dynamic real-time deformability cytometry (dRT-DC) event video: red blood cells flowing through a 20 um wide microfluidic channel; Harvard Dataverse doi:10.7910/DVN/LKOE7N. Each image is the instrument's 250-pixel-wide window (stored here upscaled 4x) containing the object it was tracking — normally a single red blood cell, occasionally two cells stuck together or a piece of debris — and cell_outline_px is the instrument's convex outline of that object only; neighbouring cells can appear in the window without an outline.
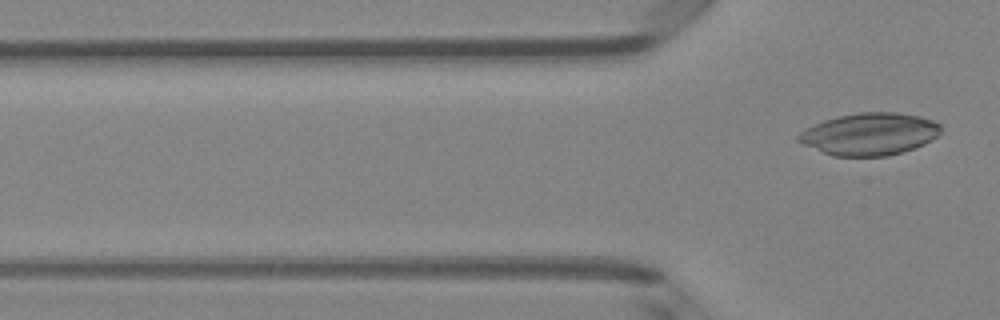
{"species": "Egyptian fruit bat (a non-hibernating species)", "species_latin": "Rousettus aegyptiacus", "temperature_condition": "room temperature", "stored_images_in_passage": 4, "camera_frame_rate_fps": 3000, "um_per_image_px": 0.085, "animal": {"sex": "female"}, "frame": {"image": 1, "passage_image": 4, "time_ms": 1.0, "image_size_px": [1000, 320], "cell_outline_px": [[940, 132], [932, 140], [924, 144], [888, 156], [832, 156], [804, 144], [796, 140], [796, 136], [804, 128], [824, 120], [836, 116], [860, 112], [896, 112], [920, 116], [932, 120], [940, 124]], "centroid_in_image_um": [73.88, 11.38], "position_along_channel_um": 51.9, "area_um2": 35.03}}